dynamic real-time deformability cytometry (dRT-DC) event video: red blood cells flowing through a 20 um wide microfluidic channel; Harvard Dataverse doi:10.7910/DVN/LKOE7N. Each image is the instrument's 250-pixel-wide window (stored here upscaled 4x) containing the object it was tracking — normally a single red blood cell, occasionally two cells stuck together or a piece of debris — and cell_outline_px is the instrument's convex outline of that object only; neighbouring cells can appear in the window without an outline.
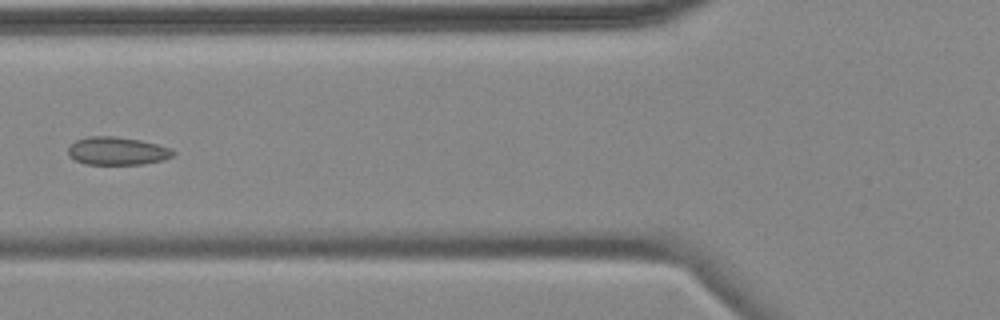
{"species": "common noctule bat (a hibernating species)", "species_latin": "Nyctalus noctula", "temperature_condition": "cold", "stored_images_in_passage": 8, "camera_frame_rate_fps": 3000, "um_per_image_px": 0.085, "animal": {"sex": "female", "body_mass_g": 18.4}, "frame": {"image": 1, "passage_image": 6, "time_ms": 6.0, "image_size_px": [1000, 320], "cell_outline_px": [[176, 152], [172, 156], [164, 160], [144, 164], [84, 164], [76, 160], [68, 152], [68, 148], [76, 140], [88, 136], [116, 136], [140, 140], [172, 148]], "centroid_in_image_um": [10.0, 12.83], "position_along_channel_um": 115.8, "area_um2": 17.11}}
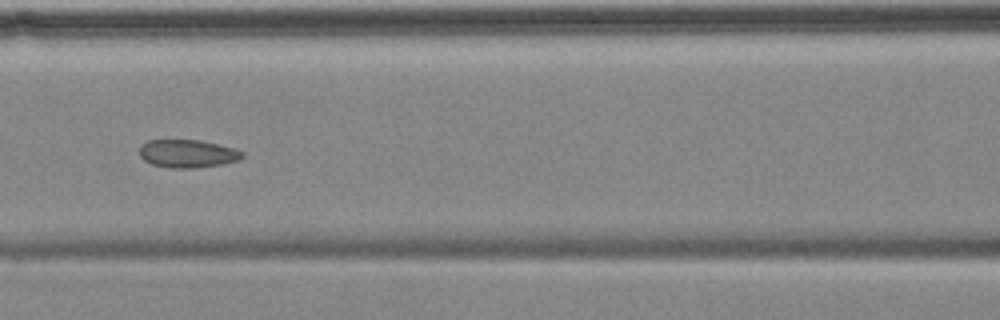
{"frame": {"image": 2, "passage_image": 7, "time_ms": 7.0, "image_size_px": [1000, 320], "cell_outline_px": [[244, 156], [240, 160], [224, 164], [192, 168], [172, 168], [152, 164], [144, 160], [140, 156], [140, 144], [148, 140], [200, 140], [232, 148], [244, 152]], "centroid_in_image_um": [15.94, 13.06], "position_along_channel_um": 150.7, "area_um2": 16.76}}
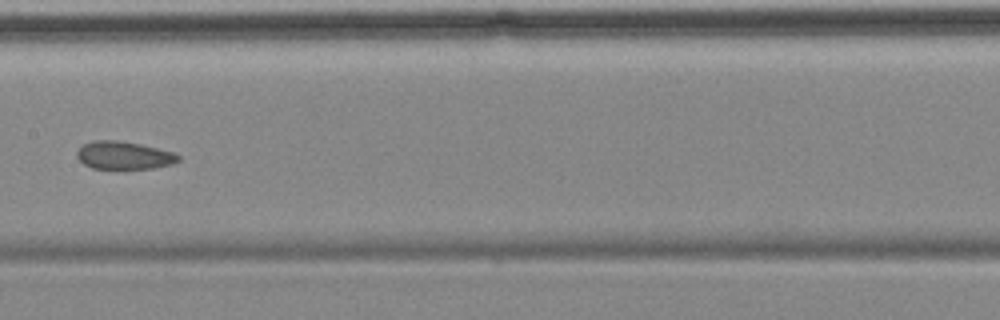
{"frame": {"image": 3, "passage_image": 8, "time_ms": 8.333, "image_size_px": [1000, 320], "cell_outline_px": [[180, 160], [172, 164], [152, 168], [92, 168], [84, 164], [76, 156], [76, 152], [84, 144], [92, 140], [116, 140], [140, 144], [172, 152], [180, 156]], "centroid_in_image_um": [10.51, 13.2], "position_along_channel_um": 196.9, "area_um2": 16.24}}